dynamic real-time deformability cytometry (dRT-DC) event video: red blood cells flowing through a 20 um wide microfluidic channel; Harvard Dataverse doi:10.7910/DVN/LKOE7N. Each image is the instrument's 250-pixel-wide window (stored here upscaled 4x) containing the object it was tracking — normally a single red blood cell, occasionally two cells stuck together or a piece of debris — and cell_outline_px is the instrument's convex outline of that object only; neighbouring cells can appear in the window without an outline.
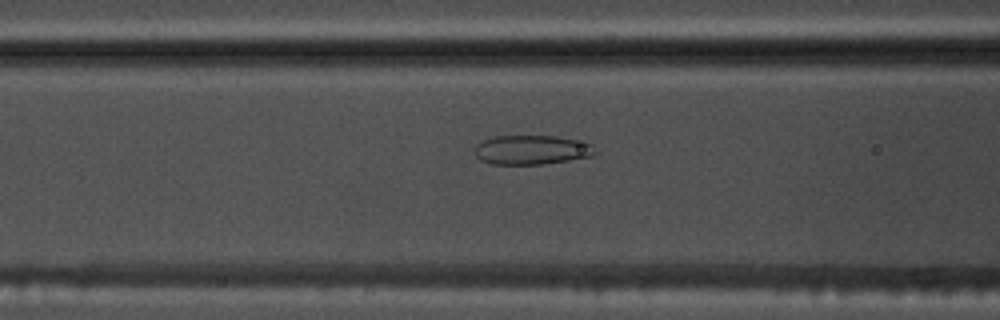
{"species": "common noctule bat (a hibernating species)", "species_latin": "Nyctalus noctula", "temperature_condition": "warm", "stored_images_in_passage": 40, "camera_frame_rate_fps": 3000, "um_per_image_px": 0.085, "animal": {"sex": "male", "body_mass_g": 17.5, "forearm_length_mm": 52.3}, "frame": {"image": 1, "passage_image": 12, "time_ms": 3.667, "image_size_px": [1000, 320], "cell_outline_px": [[600, 152], [592, 156], [544, 164], [492, 164], [480, 160], [476, 156], [476, 144], [484, 140], [496, 136], [556, 136], [592, 144]], "centroid_in_image_um": [45.23, 12.74], "position_along_channel_um": 121.4, "area_um2": 20.52}}
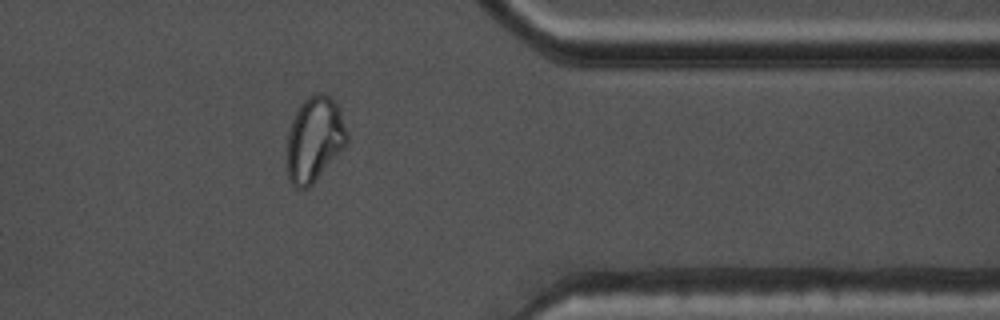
{"frame": {"image": 2, "passage_image": 34, "time_ms": 11.0, "image_size_px": [1000, 320], "cell_outline_px": [[348, 140], [344, 148], [316, 180], [308, 188], [296, 188], [292, 184], [288, 176], [288, 132], [292, 120], [300, 104], [308, 96], [316, 92], [324, 92], [340, 108], [348, 136]], "centroid_in_image_um": [26.74, 11.82], "position_along_channel_um": 384.7, "area_um2": 29.59}}